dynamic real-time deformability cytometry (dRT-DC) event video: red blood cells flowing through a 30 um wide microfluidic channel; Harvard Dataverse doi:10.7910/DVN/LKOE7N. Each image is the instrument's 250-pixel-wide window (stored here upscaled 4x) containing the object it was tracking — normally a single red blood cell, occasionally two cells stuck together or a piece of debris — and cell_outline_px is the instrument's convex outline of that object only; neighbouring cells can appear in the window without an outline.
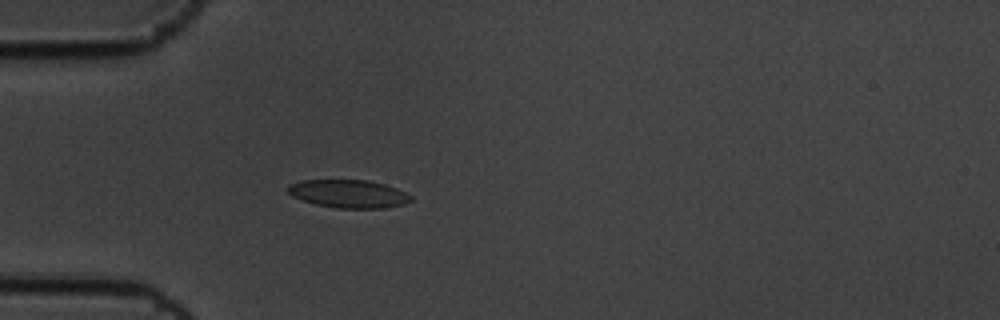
{"species": "common noctule bat (a hibernating species)", "species_latin": "Nyctalus noctula", "temperature_condition": "cold", "stored_images_in_passage": 7, "camera_frame_rate_fps": 3000, "um_per_image_px": 0.085, "animal": {"sex": "male", "body_mass_g": 19.5, "forearm_length_mm": 54.6}, "frame": {"image": 1, "passage_image": 7, "time_ms": 2.0, "image_size_px": [1000, 320], "cell_outline_px": [[412, 200], [404, 204], [384, 208], [336, 208], [316, 204], [292, 196], [284, 188], [288, 184], [300, 180], [368, 180], [384, 184], [396, 188], [412, 196]], "centroid_in_image_um": [29.6, 16.46], "position_along_channel_um": 55.4, "area_um2": 20.17}}